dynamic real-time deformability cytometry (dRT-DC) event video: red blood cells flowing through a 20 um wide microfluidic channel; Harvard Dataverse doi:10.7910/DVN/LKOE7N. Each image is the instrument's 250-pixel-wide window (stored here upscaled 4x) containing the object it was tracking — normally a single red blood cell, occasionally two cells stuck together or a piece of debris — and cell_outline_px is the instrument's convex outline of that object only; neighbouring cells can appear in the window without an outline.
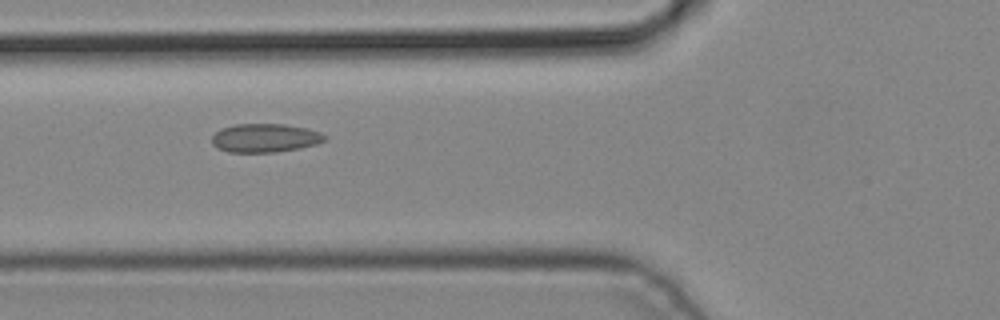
{"species": "common noctule bat (a hibernating species)", "species_latin": "Nyctalus noctula", "temperature_condition": "cold", "stored_images_in_passage": 5, "camera_frame_rate_fps": 3000, "um_per_image_px": 0.085, "animal": {"sex": "male", "body_mass_g": 19.2, "forearm_length_mm": 51.8}, "frame": {"image": 1, "passage_image": 5, "time_ms": 1.333, "image_size_px": [1000, 320], "cell_outline_px": [[328, 140], [316, 144], [300, 148], [276, 152], [228, 152], [216, 148], [212, 144], [212, 136], [220, 128], [236, 124], [284, 124], [308, 128], [320, 132], [328, 136]], "centroid_in_image_um": [22.54, 11.72], "position_along_channel_um": 103.3, "area_um2": 19.07}}